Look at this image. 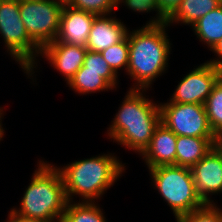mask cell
<instances>
[{
  "label": "cell",
  "instance_id": "1",
  "mask_svg": "<svg viewBox=\"0 0 222 222\" xmlns=\"http://www.w3.org/2000/svg\"><path fill=\"white\" fill-rule=\"evenodd\" d=\"M146 89H129L111 121L108 137L131 151L142 154L161 122L159 104L146 97Z\"/></svg>",
  "mask_w": 222,
  "mask_h": 222
},
{
  "label": "cell",
  "instance_id": "2",
  "mask_svg": "<svg viewBox=\"0 0 222 222\" xmlns=\"http://www.w3.org/2000/svg\"><path fill=\"white\" fill-rule=\"evenodd\" d=\"M168 27L167 24L145 25L128 30L129 62L126 74L135 82L130 89L149 90L155 79L166 73L172 50L166 32Z\"/></svg>",
  "mask_w": 222,
  "mask_h": 222
},
{
  "label": "cell",
  "instance_id": "3",
  "mask_svg": "<svg viewBox=\"0 0 222 222\" xmlns=\"http://www.w3.org/2000/svg\"><path fill=\"white\" fill-rule=\"evenodd\" d=\"M62 176L68 202L81 196L82 202H95L125 172V166L114 153L98 155L57 167Z\"/></svg>",
  "mask_w": 222,
  "mask_h": 222
},
{
  "label": "cell",
  "instance_id": "4",
  "mask_svg": "<svg viewBox=\"0 0 222 222\" xmlns=\"http://www.w3.org/2000/svg\"><path fill=\"white\" fill-rule=\"evenodd\" d=\"M20 207L10 212L17 217L44 222H61L67 198L61 173L56 166L39 160Z\"/></svg>",
  "mask_w": 222,
  "mask_h": 222
},
{
  "label": "cell",
  "instance_id": "5",
  "mask_svg": "<svg viewBox=\"0 0 222 222\" xmlns=\"http://www.w3.org/2000/svg\"><path fill=\"white\" fill-rule=\"evenodd\" d=\"M154 189L171 208L175 218L201 209L206 204L195 192L191 168L168 165L148 170Z\"/></svg>",
  "mask_w": 222,
  "mask_h": 222
},
{
  "label": "cell",
  "instance_id": "6",
  "mask_svg": "<svg viewBox=\"0 0 222 222\" xmlns=\"http://www.w3.org/2000/svg\"><path fill=\"white\" fill-rule=\"evenodd\" d=\"M0 36L7 52L32 76L41 48L29 37L20 15V0H0Z\"/></svg>",
  "mask_w": 222,
  "mask_h": 222
},
{
  "label": "cell",
  "instance_id": "7",
  "mask_svg": "<svg viewBox=\"0 0 222 222\" xmlns=\"http://www.w3.org/2000/svg\"><path fill=\"white\" fill-rule=\"evenodd\" d=\"M63 7L54 0H20V15L29 37L40 47L55 41Z\"/></svg>",
  "mask_w": 222,
  "mask_h": 222
},
{
  "label": "cell",
  "instance_id": "8",
  "mask_svg": "<svg viewBox=\"0 0 222 222\" xmlns=\"http://www.w3.org/2000/svg\"><path fill=\"white\" fill-rule=\"evenodd\" d=\"M161 123L176 136L216 138L203 104L164 102L159 104Z\"/></svg>",
  "mask_w": 222,
  "mask_h": 222
},
{
  "label": "cell",
  "instance_id": "9",
  "mask_svg": "<svg viewBox=\"0 0 222 222\" xmlns=\"http://www.w3.org/2000/svg\"><path fill=\"white\" fill-rule=\"evenodd\" d=\"M222 76V70L204 62L190 70L176 86L169 102L203 104L217 80Z\"/></svg>",
  "mask_w": 222,
  "mask_h": 222
},
{
  "label": "cell",
  "instance_id": "10",
  "mask_svg": "<svg viewBox=\"0 0 222 222\" xmlns=\"http://www.w3.org/2000/svg\"><path fill=\"white\" fill-rule=\"evenodd\" d=\"M195 192L205 204H215L209 195L222 193V156L213 147L191 168Z\"/></svg>",
  "mask_w": 222,
  "mask_h": 222
},
{
  "label": "cell",
  "instance_id": "11",
  "mask_svg": "<svg viewBox=\"0 0 222 222\" xmlns=\"http://www.w3.org/2000/svg\"><path fill=\"white\" fill-rule=\"evenodd\" d=\"M87 48L75 44L50 42L41 48L40 56L44 57L54 69L65 78L66 83L83 66Z\"/></svg>",
  "mask_w": 222,
  "mask_h": 222
},
{
  "label": "cell",
  "instance_id": "12",
  "mask_svg": "<svg viewBox=\"0 0 222 222\" xmlns=\"http://www.w3.org/2000/svg\"><path fill=\"white\" fill-rule=\"evenodd\" d=\"M97 15L65 6L60 16L59 31L55 41L86 47L94 19Z\"/></svg>",
  "mask_w": 222,
  "mask_h": 222
},
{
  "label": "cell",
  "instance_id": "13",
  "mask_svg": "<svg viewBox=\"0 0 222 222\" xmlns=\"http://www.w3.org/2000/svg\"><path fill=\"white\" fill-rule=\"evenodd\" d=\"M177 136L163 123L156 127L149 146L141 154L148 169L176 165Z\"/></svg>",
  "mask_w": 222,
  "mask_h": 222
},
{
  "label": "cell",
  "instance_id": "14",
  "mask_svg": "<svg viewBox=\"0 0 222 222\" xmlns=\"http://www.w3.org/2000/svg\"><path fill=\"white\" fill-rule=\"evenodd\" d=\"M120 19L108 15H97L89 32L86 48L93 52H102L108 47L122 41L128 28Z\"/></svg>",
  "mask_w": 222,
  "mask_h": 222
},
{
  "label": "cell",
  "instance_id": "15",
  "mask_svg": "<svg viewBox=\"0 0 222 222\" xmlns=\"http://www.w3.org/2000/svg\"><path fill=\"white\" fill-rule=\"evenodd\" d=\"M118 75L115 72L85 71L82 66L67 85L80 95L113 90L117 87Z\"/></svg>",
  "mask_w": 222,
  "mask_h": 222
},
{
  "label": "cell",
  "instance_id": "16",
  "mask_svg": "<svg viewBox=\"0 0 222 222\" xmlns=\"http://www.w3.org/2000/svg\"><path fill=\"white\" fill-rule=\"evenodd\" d=\"M216 138L177 136L176 166L192 168L213 147Z\"/></svg>",
  "mask_w": 222,
  "mask_h": 222
},
{
  "label": "cell",
  "instance_id": "17",
  "mask_svg": "<svg viewBox=\"0 0 222 222\" xmlns=\"http://www.w3.org/2000/svg\"><path fill=\"white\" fill-rule=\"evenodd\" d=\"M221 5L220 0H181L168 16L167 25L183 23L192 26L200 18Z\"/></svg>",
  "mask_w": 222,
  "mask_h": 222
},
{
  "label": "cell",
  "instance_id": "18",
  "mask_svg": "<svg viewBox=\"0 0 222 222\" xmlns=\"http://www.w3.org/2000/svg\"><path fill=\"white\" fill-rule=\"evenodd\" d=\"M191 28L199 41L211 49L222 38V4L200 18Z\"/></svg>",
  "mask_w": 222,
  "mask_h": 222
},
{
  "label": "cell",
  "instance_id": "19",
  "mask_svg": "<svg viewBox=\"0 0 222 222\" xmlns=\"http://www.w3.org/2000/svg\"><path fill=\"white\" fill-rule=\"evenodd\" d=\"M96 202H67L61 222H107Z\"/></svg>",
  "mask_w": 222,
  "mask_h": 222
},
{
  "label": "cell",
  "instance_id": "20",
  "mask_svg": "<svg viewBox=\"0 0 222 222\" xmlns=\"http://www.w3.org/2000/svg\"><path fill=\"white\" fill-rule=\"evenodd\" d=\"M204 106L211 130L216 136L222 135V76L214 84Z\"/></svg>",
  "mask_w": 222,
  "mask_h": 222
},
{
  "label": "cell",
  "instance_id": "21",
  "mask_svg": "<svg viewBox=\"0 0 222 222\" xmlns=\"http://www.w3.org/2000/svg\"><path fill=\"white\" fill-rule=\"evenodd\" d=\"M122 3L126 5L128 9L138 13L155 11L157 13L155 15L156 18H150L146 26L163 25L168 22V15L160 7L158 0H117V7H120L119 5Z\"/></svg>",
  "mask_w": 222,
  "mask_h": 222
},
{
  "label": "cell",
  "instance_id": "22",
  "mask_svg": "<svg viewBox=\"0 0 222 222\" xmlns=\"http://www.w3.org/2000/svg\"><path fill=\"white\" fill-rule=\"evenodd\" d=\"M103 58L107 61L110 68L119 76L118 71L125 68L127 71V66L129 62V45L128 36H126L122 41L114 44L107 49L100 52Z\"/></svg>",
  "mask_w": 222,
  "mask_h": 222
},
{
  "label": "cell",
  "instance_id": "23",
  "mask_svg": "<svg viewBox=\"0 0 222 222\" xmlns=\"http://www.w3.org/2000/svg\"><path fill=\"white\" fill-rule=\"evenodd\" d=\"M177 222H222V209L217 204H206L201 209L181 215Z\"/></svg>",
  "mask_w": 222,
  "mask_h": 222
},
{
  "label": "cell",
  "instance_id": "24",
  "mask_svg": "<svg viewBox=\"0 0 222 222\" xmlns=\"http://www.w3.org/2000/svg\"><path fill=\"white\" fill-rule=\"evenodd\" d=\"M71 7L95 15H108L118 9L117 0H74Z\"/></svg>",
  "mask_w": 222,
  "mask_h": 222
},
{
  "label": "cell",
  "instance_id": "25",
  "mask_svg": "<svg viewBox=\"0 0 222 222\" xmlns=\"http://www.w3.org/2000/svg\"><path fill=\"white\" fill-rule=\"evenodd\" d=\"M83 66L85 67V71L114 72L100 52L87 50Z\"/></svg>",
  "mask_w": 222,
  "mask_h": 222
},
{
  "label": "cell",
  "instance_id": "26",
  "mask_svg": "<svg viewBox=\"0 0 222 222\" xmlns=\"http://www.w3.org/2000/svg\"><path fill=\"white\" fill-rule=\"evenodd\" d=\"M209 50L215 53L217 58L215 59L210 58V61L206 62L222 70V38L219 41H217L213 45V47Z\"/></svg>",
  "mask_w": 222,
  "mask_h": 222
},
{
  "label": "cell",
  "instance_id": "27",
  "mask_svg": "<svg viewBox=\"0 0 222 222\" xmlns=\"http://www.w3.org/2000/svg\"><path fill=\"white\" fill-rule=\"evenodd\" d=\"M181 0H158L162 10L169 16L180 4Z\"/></svg>",
  "mask_w": 222,
  "mask_h": 222
},
{
  "label": "cell",
  "instance_id": "28",
  "mask_svg": "<svg viewBox=\"0 0 222 222\" xmlns=\"http://www.w3.org/2000/svg\"><path fill=\"white\" fill-rule=\"evenodd\" d=\"M7 218H8V220L10 222H44V221H40V220H34V219H27V218H23V217H17V216H14L11 212H9Z\"/></svg>",
  "mask_w": 222,
  "mask_h": 222
},
{
  "label": "cell",
  "instance_id": "29",
  "mask_svg": "<svg viewBox=\"0 0 222 222\" xmlns=\"http://www.w3.org/2000/svg\"><path fill=\"white\" fill-rule=\"evenodd\" d=\"M214 147L222 156V135H217L216 140L214 142Z\"/></svg>",
  "mask_w": 222,
  "mask_h": 222
},
{
  "label": "cell",
  "instance_id": "30",
  "mask_svg": "<svg viewBox=\"0 0 222 222\" xmlns=\"http://www.w3.org/2000/svg\"><path fill=\"white\" fill-rule=\"evenodd\" d=\"M3 109L4 108H0V141L2 140V138L4 137V128L2 127V120L1 119H3V113H4V111H3Z\"/></svg>",
  "mask_w": 222,
  "mask_h": 222
},
{
  "label": "cell",
  "instance_id": "31",
  "mask_svg": "<svg viewBox=\"0 0 222 222\" xmlns=\"http://www.w3.org/2000/svg\"><path fill=\"white\" fill-rule=\"evenodd\" d=\"M55 2L59 3L62 7L71 6L74 0H54Z\"/></svg>",
  "mask_w": 222,
  "mask_h": 222
}]
</instances>
